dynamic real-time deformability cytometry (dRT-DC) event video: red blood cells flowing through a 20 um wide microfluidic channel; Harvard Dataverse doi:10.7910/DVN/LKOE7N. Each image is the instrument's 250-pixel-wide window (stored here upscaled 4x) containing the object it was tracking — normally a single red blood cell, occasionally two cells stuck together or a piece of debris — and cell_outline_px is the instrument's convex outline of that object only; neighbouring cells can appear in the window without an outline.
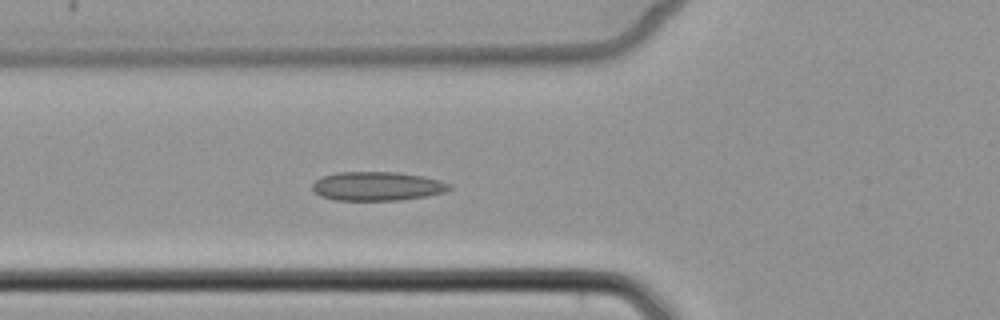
{"species": "common noctule bat (a hibernating species)", "species_latin": "Nyctalus noctula", "temperature_condition": "cold", "stored_images_in_passage": 6, "camera_frame_rate_fps": 3000, "um_per_image_px": 0.085, "animal": {"sex": "female", "body_mass_g": 22.7, "forearm_length_mm": 54.2}, "frame": {"image": 1, "passage_image": 6, "time_ms": 6.667, "image_size_px": [1000, 320], "cell_outline_px": [[452, 188], [444, 192], [428, 196], [400, 200], [336, 200], [320, 196], [312, 188], [312, 184], [316, 180], [324, 176], [336, 172], [396, 172], [424, 176], [440, 180], [452, 184]], "centroid_in_image_um": [32.1, 15.82], "position_along_channel_um": 93.7, "area_um2": 23.18}}